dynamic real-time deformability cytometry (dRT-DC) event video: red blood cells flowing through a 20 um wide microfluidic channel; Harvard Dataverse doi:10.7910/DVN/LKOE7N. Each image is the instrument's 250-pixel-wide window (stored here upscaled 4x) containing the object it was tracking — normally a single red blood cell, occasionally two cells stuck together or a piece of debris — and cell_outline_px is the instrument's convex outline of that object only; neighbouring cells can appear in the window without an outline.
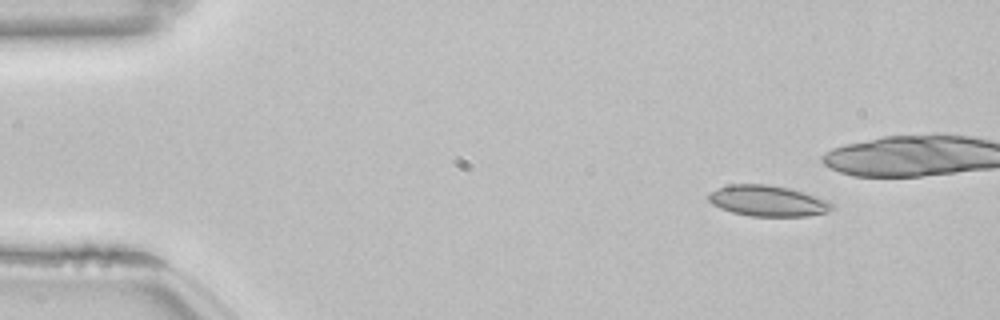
{"species": "common noctule bat (a hibernating species)", "species_latin": "Nyctalus noctula", "temperature_condition": "room temperature", "stored_images_in_passage": 38, "camera_frame_rate_fps": 3000, "um_per_image_px": 0.085, "animal": {"sex": "female", "body_mass_g": 22.7, "forearm_length_mm": 54.2}, "frame": {"image": 1, "passage_image": 1, "time_ms": 0.0, "image_size_px": [1000, 320], "cell_outline_px": [[836, 208], [828, 212], [808, 216], [748, 216], [732, 212], [720, 208], [712, 204], [708, 200], [708, 192], [716, 188], [728, 184], [768, 184], [788, 188], [824, 200], [832, 204]], "centroid_in_image_um": [65.18, 17.08], "position_along_channel_um": 19.8, "area_um2": 22.14}}
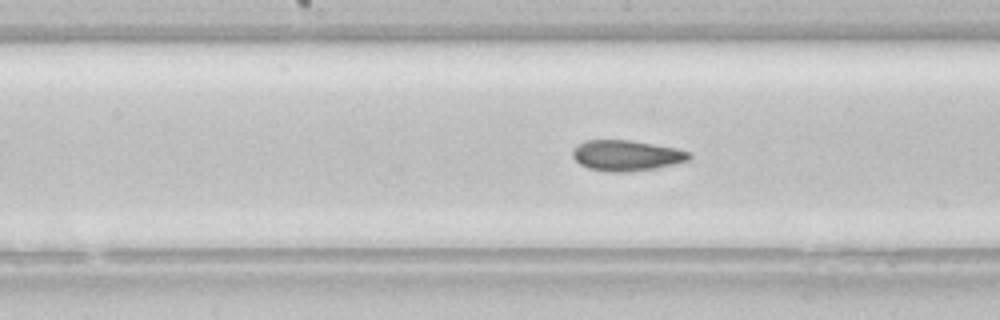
{"frame": {"image": 2, "passage_image": 22, "time_ms": 7.0, "image_size_px": [1000, 320], "cell_outline_px": [[692, 156], [688, 160], [656, 168], [628, 172], [612, 172], [588, 168], [580, 164], [572, 156], [572, 152], [584, 140], [632, 140], [676, 148], [688, 152]], "centroid_in_image_um": [53.25, 13.21], "position_along_channel_um": 195.0, "area_um2": 20.63}}